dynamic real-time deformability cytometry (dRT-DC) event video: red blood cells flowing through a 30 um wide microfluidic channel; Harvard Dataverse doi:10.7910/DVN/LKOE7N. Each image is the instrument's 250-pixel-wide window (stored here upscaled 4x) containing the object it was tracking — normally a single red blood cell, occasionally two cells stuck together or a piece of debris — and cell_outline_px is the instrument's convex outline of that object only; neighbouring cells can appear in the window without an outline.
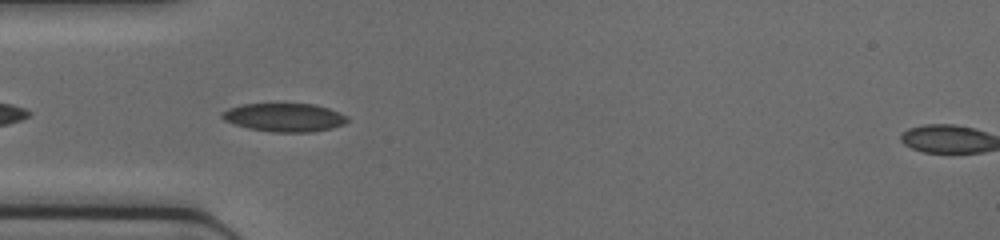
{"species": "common noctule bat (a hibernating species)", "species_latin": "Nyctalus noctula", "temperature_condition": "cold", "stored_images_in_passage": 28, "camera_frame_rate_fps": 3000, "um_per_image_px": 0.085, "animal": {"sex": "female", "body_mass_g": 17.0, "forearm_length_mm": 48.0}, "frame": {"image": 1, "passage_image": 2, "time_ms": 0.333, "image_size_px": [1000, 240], "cell_outline_px": [[348, 120], [344, 124], [332, 128], [312, 132], [272, 132], [248, 128], [224, 120], [220, 116], [220, 112], [228, 108], [244, 104], [316, 104], [328, 108], [348, 116]], "centroid_in_image_um": [24.17, 9.98], "position_along_channel_um": 60.8, "area_um2": 20.75}}
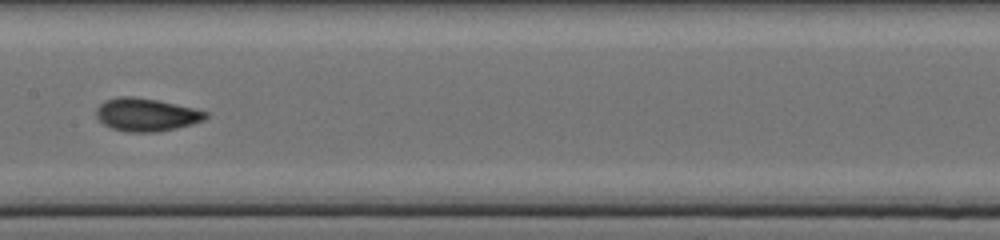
{"frame": {"image": 2, "passage_image": 11, "time_ms": 3.333, "image_size_px": [1000, 240], "cell_outline_px": [[208, 116], [204, 120], [192, 124], [160, 132], [128, 132], [112, 128], [104, 124], [96, 116], [96, 108], [104, 100], [120, 96], [132, 96], [160, 100], [208, 112]], "centroid_in_image_um": [12.43, 9.74], "position_along_channel_um": 195.0, "area_um2": 21.1}}
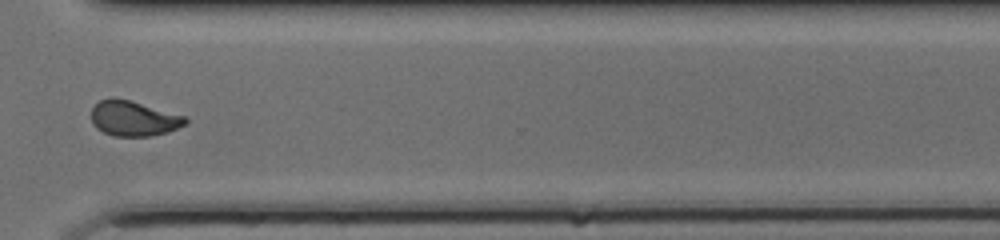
{"frame": {"image": 3, "passage_image": 22, "time_ms": 7.0, "image_size_px": [1000, 240], "cell_outline_px": [[188, 124], [168, 132], [152, 136], [112, 136], [96, 128], [92, 124], [92, 108], [100, 100], [112, 96], [128, 100], [188, 116]], "centroid_in_image_um": [11.39, 10.07], "position_along_channel_um": 359.2, "area_um2": 19.54}}